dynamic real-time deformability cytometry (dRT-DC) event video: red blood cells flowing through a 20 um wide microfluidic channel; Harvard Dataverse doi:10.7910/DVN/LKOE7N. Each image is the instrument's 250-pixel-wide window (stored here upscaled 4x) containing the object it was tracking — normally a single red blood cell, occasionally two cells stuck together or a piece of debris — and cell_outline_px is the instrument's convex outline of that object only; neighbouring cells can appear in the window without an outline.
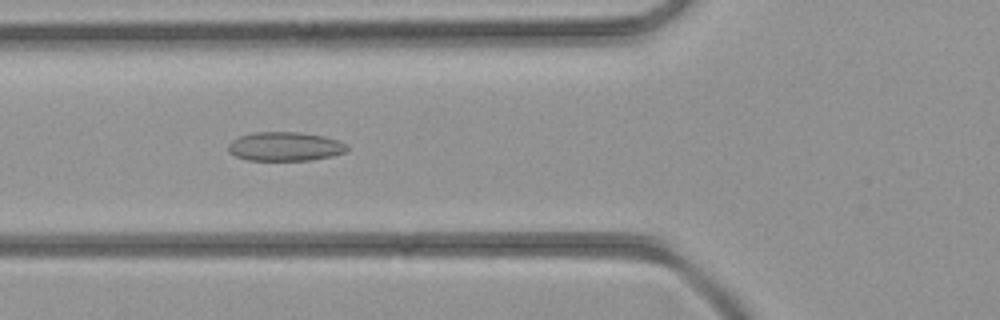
{"species": "common noctule bat (a hibernating species)", "species_latin": "Nyctalus noctula", "temperature_condition": "room temperature", "stored_images_in_passage": 30, "camera_frame_rate_fps": 3000, "um_per_image_px": 0.085, "animal": {"sex": "female", "body_mass_g": 21.9}, "frame": {"image": 1, "passage_image": 3, "time_ms": 0.667, "image_size_px": [1000, 320], "cell_outline_px": [[348, 148], [344, 152], [332, 156], [312, 160], [248, 160], [236, 156], [228, 152], [228, 144], [232, 140], [240, 136], [256, 132], [300, 132], [324, 136], [340, 140], [348, 144]], "centroid_in_image_um": [24.25, 12.45], "position_along_channel_um": 101.5, "area_um2": 20.17}}
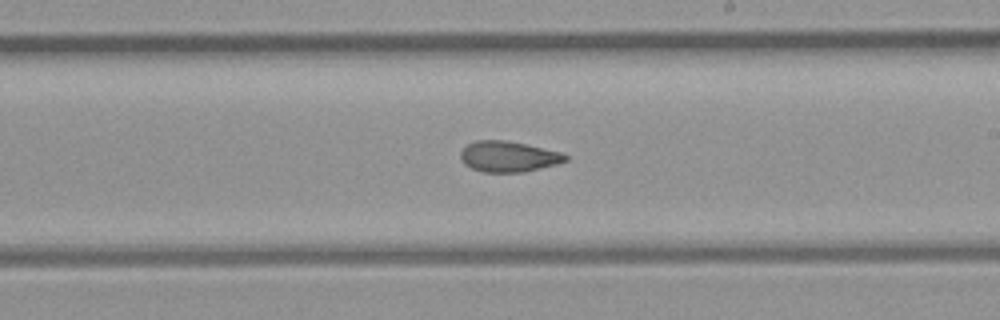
{"frame": {"image": 2, "passage_image": 12, "time_ms": 3.667, "image_size_px": [1000, 320], "cell_outline_px": [[568, 160], [556, 164], [524, 172], [484, 172], [472, 168], [464, 164], [460, 160], [460, 152], [468, 144], [476, 140], [508, 140], [564, 152], [568, 156]], "centroid_in_image_um": [43.23, 13.3], "position_along_channel_um": 245.8, "area_um2": 18.96}}
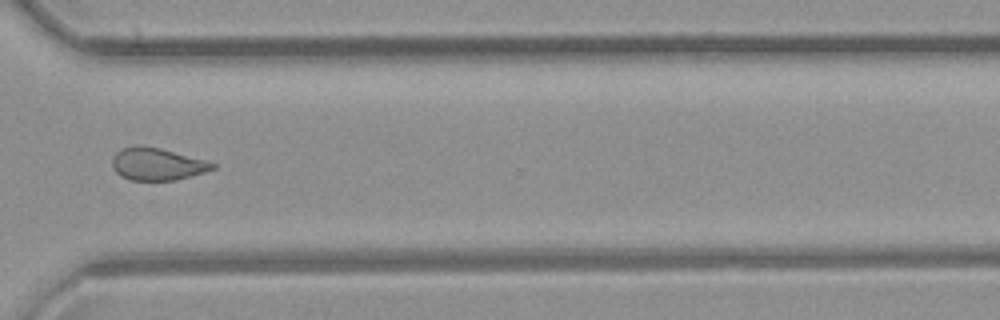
{"frame": {"image": 3, "passage_image": 19, "time_ms": 6.0, "image_size_px": [1000, 320], "cell_outline_px": [[216, 168], [204, 172], [176, 180], [128, 180], [120, 176], [112, 168], [112, 156], [116, 152], [124, 148], [136, 144], [140, 144], [160, 148], [208, 160], [216, 164]], "centroid_in_image_um": [13.34, 13.93], "position_along_channel_um": 357.3, "area_um2": 19.19}}